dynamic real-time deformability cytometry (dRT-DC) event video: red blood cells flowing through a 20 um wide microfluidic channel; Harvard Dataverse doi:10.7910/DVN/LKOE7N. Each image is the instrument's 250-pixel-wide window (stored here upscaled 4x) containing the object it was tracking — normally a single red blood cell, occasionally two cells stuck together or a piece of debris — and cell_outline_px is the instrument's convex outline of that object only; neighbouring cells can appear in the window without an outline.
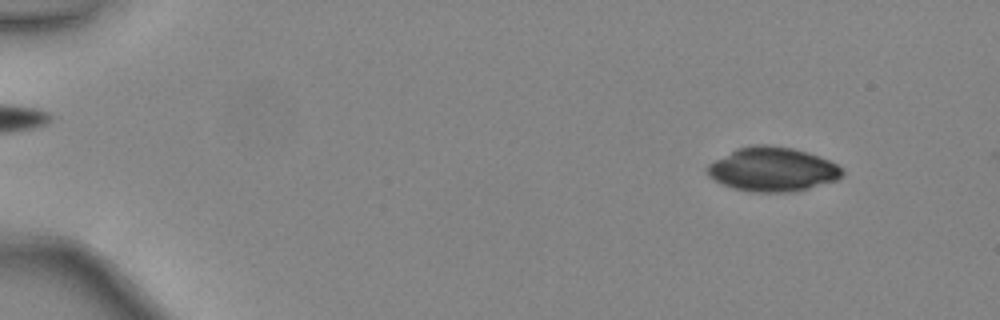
{"species": "common noctule bat (a hibernating species)", "species_latin": "Nyctalus noctula", "temperature_condition": "warm", "stored_images_in_passage": 47, "camera_frame_rate_fps": 3000, "um_per_image_px": 0.085, "animal": {"sex": "female", "body_mass_g": 24.6, "forearm_length_mm": 56.2}, "frame": {"image": 1, "passage_image": 5, "time_ms": 1.333, "image_size_px": [1000, 320], "cell_outline_px": [[844, 172], [836, 180], [808, 188], [792, 192], [752, 192], [732, 188], [708, 176], [708, 164], [736, 148], [752, 144], [768, 144], [792, 148], [808, 152], [828, 160], [836, 164]], "centroid_in_image_um": [65.65, 14.38], "position_along_channel_um": 19.4, "area_um2": 34.51}}